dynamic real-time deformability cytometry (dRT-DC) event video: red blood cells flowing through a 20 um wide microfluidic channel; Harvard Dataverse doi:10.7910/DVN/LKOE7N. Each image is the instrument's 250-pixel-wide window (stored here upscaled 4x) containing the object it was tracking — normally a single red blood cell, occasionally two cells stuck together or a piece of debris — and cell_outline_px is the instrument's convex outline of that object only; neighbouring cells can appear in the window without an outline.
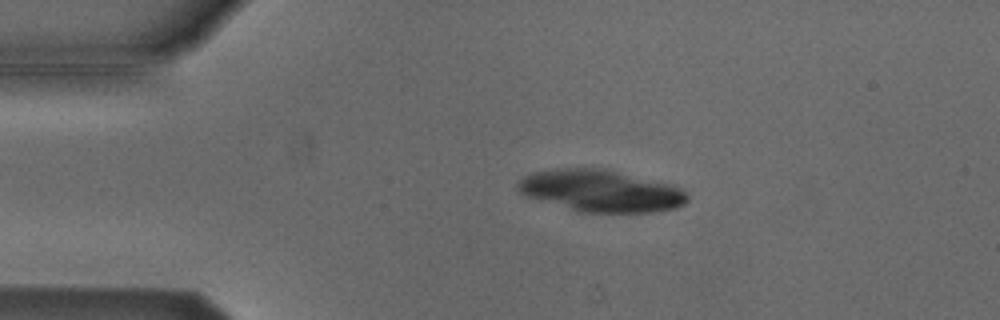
{"species": "Egyptian fruit bat (a non-hibernating species)", "species_latin": "Rousettus aegyptiacus", "temperature_condition": "cold", "stored_images_in_passage": 3, "camera_frame_rate_fps": 3000, "um_per_image_px": 0.085, "animal": {"sex": "male"}, "frame": {"image": 1, "passage_image": 2, "time_ms": 0.333, "image_size_px": [1000, 320], "cell_outline_px": [[688, 200], [684, 204], [676, 208], [652, 212], [580, 212], [524, 196], [516, 188], [516, 184], [524, 176], [536, 172], [564, 168], [596, 168], [672, 184], [680, 188], [688, 196]], "centroid_in_image_um": [51.05, 16.24], "position_along_channel_um": 33.9, "area_um2": 40.86}}